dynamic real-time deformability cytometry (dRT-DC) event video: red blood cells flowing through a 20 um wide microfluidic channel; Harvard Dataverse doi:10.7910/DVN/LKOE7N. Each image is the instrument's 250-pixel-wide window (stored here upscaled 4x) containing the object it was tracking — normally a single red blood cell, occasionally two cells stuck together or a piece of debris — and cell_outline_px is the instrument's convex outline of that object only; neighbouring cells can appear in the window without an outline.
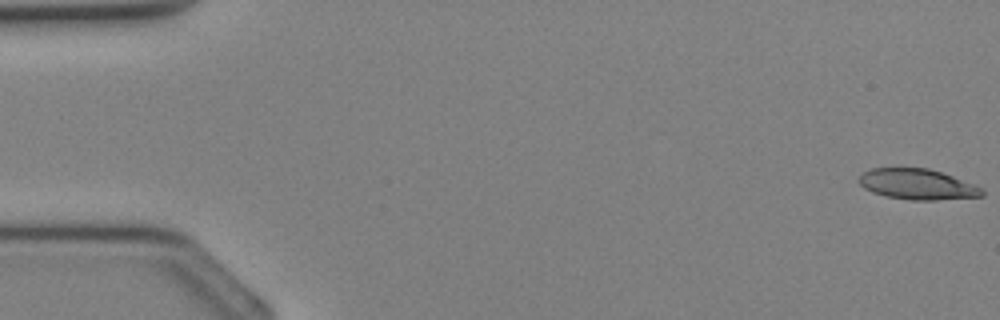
{"species": "Egyptian fruit bat (a non-hibernating species)", "species_latin": "Rousettus aegyptiacus", "temperature_condition": "cold", "stored_images_in_passage": 12, "camera_frame_rate_fps": 3000, "um_per_image_px": 0.085, "animal": {"sex": "female"}, "frame": {"image": 1, "passage_image": 1, "time_ms": 0.0, "image_size_px": [1000, 320], "cell_outline_px": [[984, 196], [936, 200], [912, 200], [888, 196], [872, 192], [864, 188], [856, 180], [864, 172], [872, 168], [928, 168], [952, 176], [984, 188]], "centroid_in_image_um": [77.98, 15.66], "position_along_channel_um": 7.0, "area_um2": 21.85}}
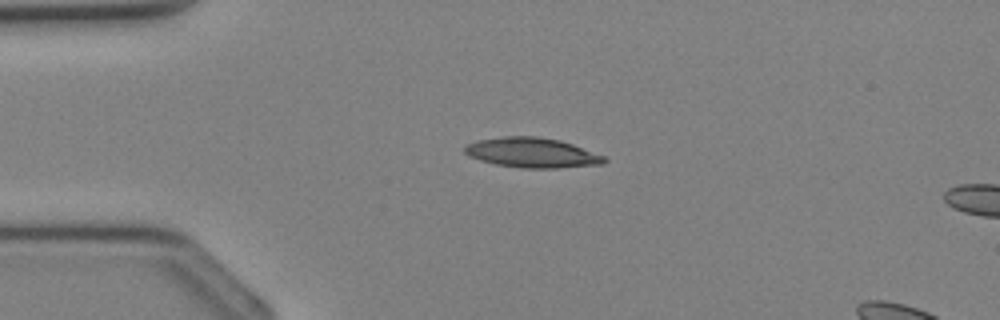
{"frame": {"image": 2, "passage_image": 9, "time_ms": 2.667, "image_size_px": [1000, 320], "cell_outline_px": [[608, 160], [604, 164], [560, 168], [520, 168], [496, 164], [480, 160], [468, 156], [464, 152], [464, 148], [468, 144], [476, 140], [504, 136], [536, 136], [560, 140], [572, 144], [604, 156]], "centroid_in_image_um": [45.22, 12.98], "position_along_channel_um": 39.8, "area_um2": 24.39}}